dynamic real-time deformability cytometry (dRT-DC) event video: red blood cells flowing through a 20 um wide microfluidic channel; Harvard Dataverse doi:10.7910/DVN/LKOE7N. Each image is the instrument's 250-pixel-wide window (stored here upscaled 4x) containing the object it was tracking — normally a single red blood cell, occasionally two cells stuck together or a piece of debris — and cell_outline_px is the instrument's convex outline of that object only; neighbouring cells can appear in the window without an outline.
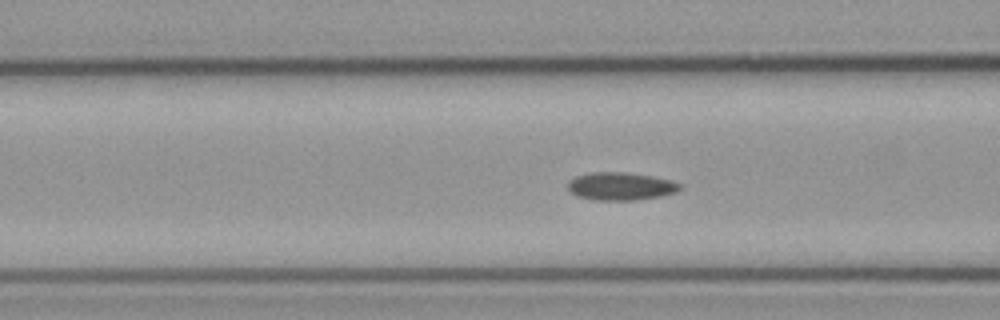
{"species": "common noctule bat (a hibernating species)", "species_latin": "Nyctalus noctula", "temperature_condition": "cold", "stored_images_in_passage": 50, "camera_frame_rate_fps": 3000, "um_per_image_px": 0.085, "animal": {"sex": "male", "body_mass_g": 23.1, "forearm_length_mm": 52.7}, "frame": {"image": 1, "passage_image": 22, "time_ms": 7.0, "image_size_px": [1000, 320], "cell_outline_px": [[680, 188], [676, 192], [660, 196], [636, 200], [592, 200], [576, 196], [568, 188], [568, 184], [576, 176], [592, 172], [620, 172], [648, 176], [668, 180], [680, 184]], "centroid_in_image_um": [52.71, 15.85], "position_along_channel_um": 113.9, "area_um2": 17.8}}
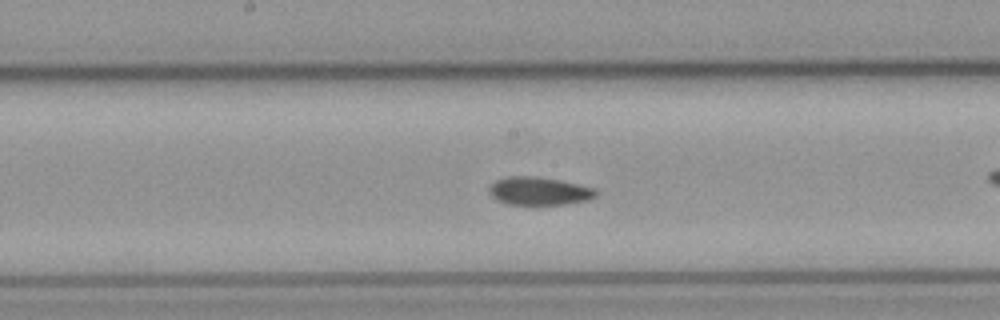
{"frame": {"image": 2, "passage_image": 29, "time_ms": 9.333, "image_size_px": [1000, 320], "cell_outline_px": [[596, 196], [588, 200], [564, 204], [508, 204], [496, 200], [488, 192], [488, 188], [496, 180], [508, 176], [532, 176], [556, 180], [596, 188]], "centroid_in_image_um": [45.79, 16.24], "position_along_channel_um": 202.4, "area_um2": 17.22}}
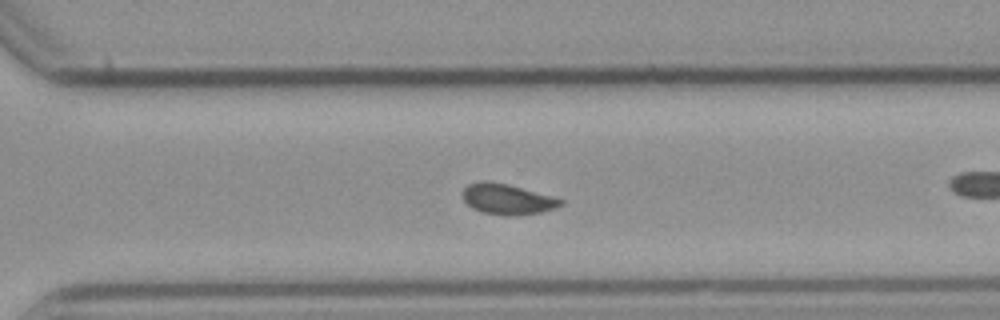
{"frame": {"image": 3, "passage_image": 39, "time_ms": 12.667, "image_size_px": [1000, 320], "cell_outline_px": [[564, 204], [556, 208], [540, 212], [516, 216], [504, 216], [484, 212], [472, 208], [464, 200], [464, 188], [468, 184], [480, 180], [488, 180], [508, 184], [552, 196], [564, 200]], "centroid_in_image_um": [43.14, 16.92], "position_along_channel_um": 327.5, "area_um2": 17.51}, "authors_computed_cell_mechanics": {"area_um2": 17.34, "velocity_mm_per_s": 3.7655, "shape_relaxation_time_tau1_ms": null, "shape_relaxation_time_tau2_ms": 2.8013, "deformation_change_tau1": null, "deformation_change_tau2": 0.0625}}